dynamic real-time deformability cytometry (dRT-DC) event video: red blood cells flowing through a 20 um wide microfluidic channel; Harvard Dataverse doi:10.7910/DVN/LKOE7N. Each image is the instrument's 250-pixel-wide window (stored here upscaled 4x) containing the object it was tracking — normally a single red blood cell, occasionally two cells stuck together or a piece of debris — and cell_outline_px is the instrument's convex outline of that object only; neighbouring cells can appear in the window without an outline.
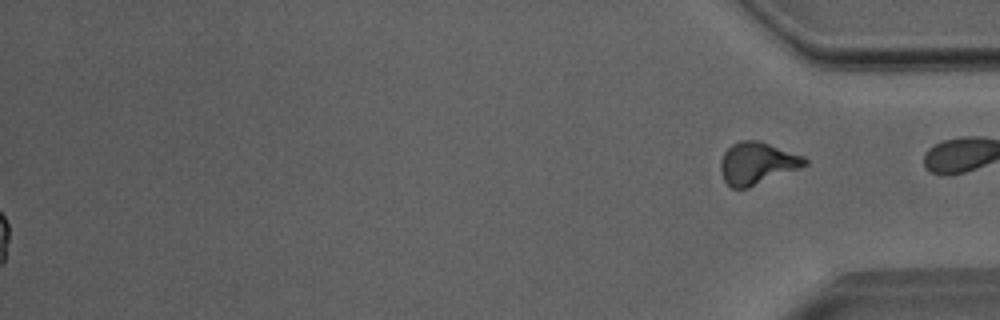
{"species": "Egyptian fruit bat (a non-hibernating species)", "species_latin": "Rousettus aegyptiacus", "temperature_condition": "room temperature", "stored_images_in_passage": 49, "segment_of_instrument_passage": [2, 2], "camera_frame_rate_fps": 3000, "um_per_image_px": 0.085, "animal": {"sex": "male"}, "frame": {"image": 1, "passage_image": 49, "time_ms": 16.0, "image_size_px": [1000, 320], "cell_outline_px": [[808, 164], [748, 188], [732, 188], [724, 180], [720, 172], [720, 160], [724, 152], [732, 144], [740, 140], [760, 140], [804, 156], [808, 160]], "centroid_in_image_um": [64.33, 13.86], "position_along_channel_um": 370.9, "area_um2": 20.63}}